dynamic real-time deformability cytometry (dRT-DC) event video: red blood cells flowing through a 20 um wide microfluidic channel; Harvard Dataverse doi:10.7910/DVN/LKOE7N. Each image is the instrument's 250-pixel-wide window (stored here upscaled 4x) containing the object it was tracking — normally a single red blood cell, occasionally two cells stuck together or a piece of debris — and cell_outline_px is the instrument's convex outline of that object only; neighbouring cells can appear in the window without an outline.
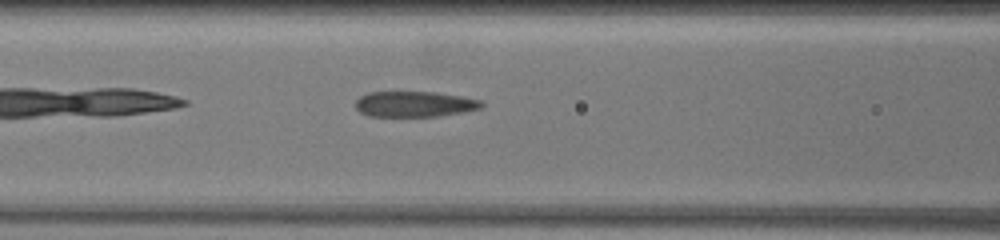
{"species": "common noctule bat (a hibernating species)", "species_latin": "Nyctalus noctula", "temperature_condition": "warm", "stored_images_in_passage": 35, "camera_frame_rate_fps": 3000, "um_per_image_px": 0.085, "animal": {"sex": "female", "body_mass_g": 19.5, "forearm_length_mm": 54.1}, "frame": {"image": 1, "passage_image": 8, "time_ms": 2.333, "image_size_px": [1000, 240], "cell_outline_px": [[484, 104], [480, 108], [464, 112], [440, 116], [368, 116], [360, 112], [356, 108], [356, 100], [360, 96], [368, 92], [436, 92], [460, 96], [480, 100]], "centroid_in_image_um": [35.22, 8.85], "position_along_channel_um": 131.4, "area_um2": 18.79}}
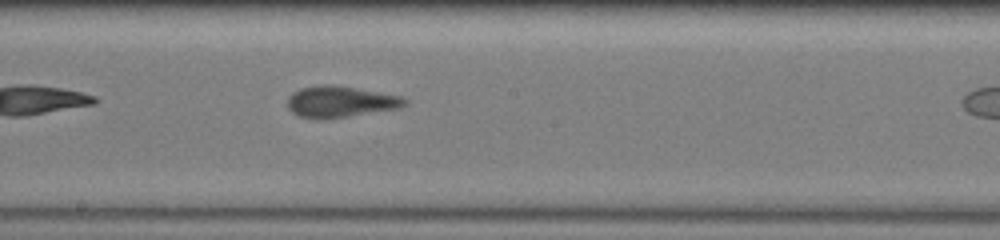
{"frame": {"image": 2, "passage_image": 16, "time_ms": 5.0, "image_size_px": [1000, 240], "cell_outline_px": [[408, 104], [400, 108], [324, 120], [316, 120], [296, 116], [288, 108], [288, 96], [292, 92], [300, 88], [324, 84], [332, 84], [400, 96], [408, 100]], "centroid_in_image_um": [28.88, 8.66], "position_along_channel_um": 219.3, "area_um2": 21.62}}
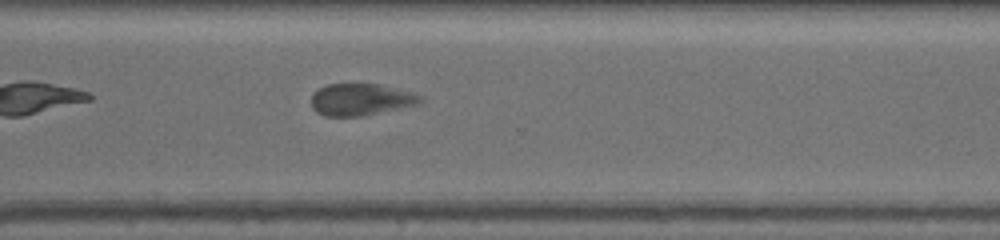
{"frame": {"image": 3, "passage_image": 27, "time_ms": 8.667, "image_size_px": [1000, 240], "cell_outline_px": [[424, 100], [416, 104], [360, 116], [324, 116], [316, 112], [312, 108], [312, 96], [320, 88], [328, 84], [380, 84], [408, 92], [420, 96]], "centroid_in_image_um": [30.61, 8.46], "position_along_channel_um": 340.0, "area_um2": 19.71}}